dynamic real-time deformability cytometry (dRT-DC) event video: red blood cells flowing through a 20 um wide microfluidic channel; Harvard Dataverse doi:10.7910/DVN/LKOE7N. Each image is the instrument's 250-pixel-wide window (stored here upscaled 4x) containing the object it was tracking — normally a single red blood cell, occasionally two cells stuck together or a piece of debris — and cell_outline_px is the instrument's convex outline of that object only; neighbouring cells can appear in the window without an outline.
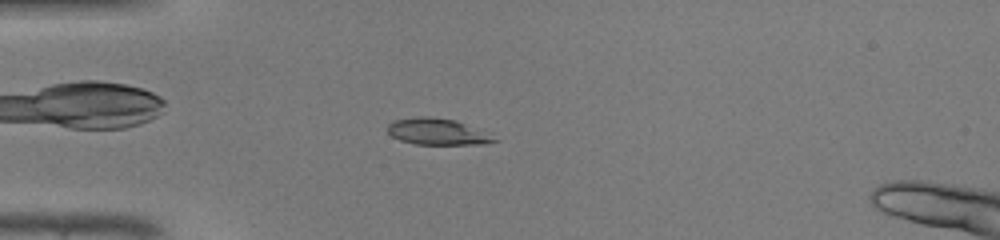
{"species": "common noctule bat (a hibernating species)", "species_latin": "Nyctalus noctula", "temperature_condition": "warm", "stored_images_in_passage": 46, "camera_frame_rate_fps": 3000, "um_per_image_px": 0.085, "animal": {"sex": "male", "body_mass_g": 19.0, "forearm_length_mm": 50.8}, "frame": {"image": 1, "passage_image": 12, "time_ms": 3.667, "image_size_px": [1000, 240], "cell_outline_px": [[500, 140], [484, 144], [416, 144], [400, 140], [392, 136], [388, 132], [388, 124], [392, 120], [416, 116], [432, 116], [456, 120]], "centroid_in_image_um": [37.1, 11.18], "position_along_channel_um": 47.9, "area_um2": 16.24}}
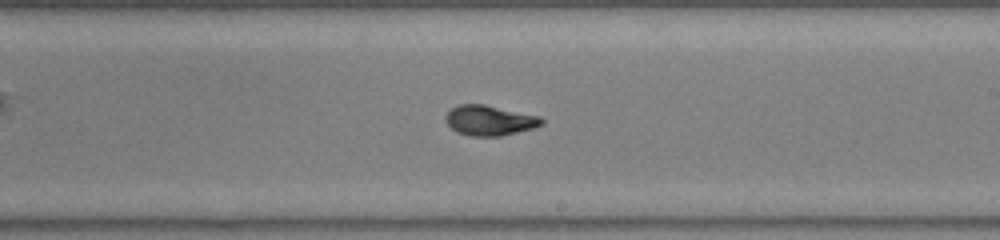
{"frame": {"image": 2, "passage_image": 27, "time_ms": 8.667, "image_size_px": [1000, 240], "cell_outline_px": [[544, 124], [536, 128], [500, 136], [472, 136], [456, 132], [444, 120], [444, 116], [452, 108], [460, 104], [484, 104], [540, 116], [544, 120]], "centroid_in_image_um": [41.64, 10.24], "position_along_channel_um": 247.4, "area_um2": 16.99}}
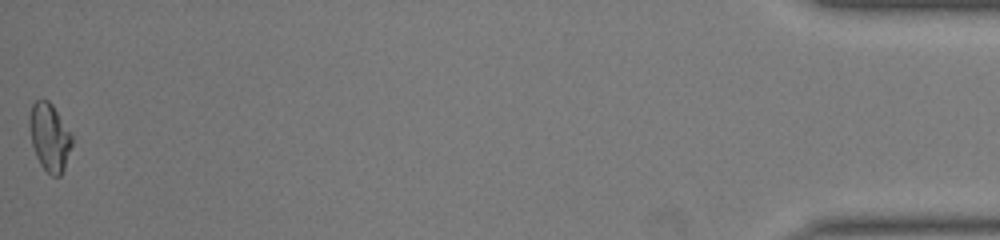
{"frame": {"image": 3, "passage_image": 46, "time_ms": 15.0, "image_size_px": [1000, 240], "cell_outline_px": [[72, 144], [64, 168], [60, 176], [52, 176], [40, 164], [36, 156], [32, 144], [28, 124], [28, 120], [32, 104], [36, 100], [48, 100], [52, 104], [72, 132]], "centroid_in_image_um": [4.21, 11.63], "position_along_channel_um": 431.0, "area_um2": 16.88}, "authors_computed_cell_mechanics": {"area_um2": 16.8487, "velocity_mm_per_s": 4.3499, "shape_relaxation_time_tau1_ms": 4.3451, "shape_relaxation_time_tau2_ms": 0.9255, "deformation_change_tau1": 0.2071, "deformation_change_tau2": 0.0524}}